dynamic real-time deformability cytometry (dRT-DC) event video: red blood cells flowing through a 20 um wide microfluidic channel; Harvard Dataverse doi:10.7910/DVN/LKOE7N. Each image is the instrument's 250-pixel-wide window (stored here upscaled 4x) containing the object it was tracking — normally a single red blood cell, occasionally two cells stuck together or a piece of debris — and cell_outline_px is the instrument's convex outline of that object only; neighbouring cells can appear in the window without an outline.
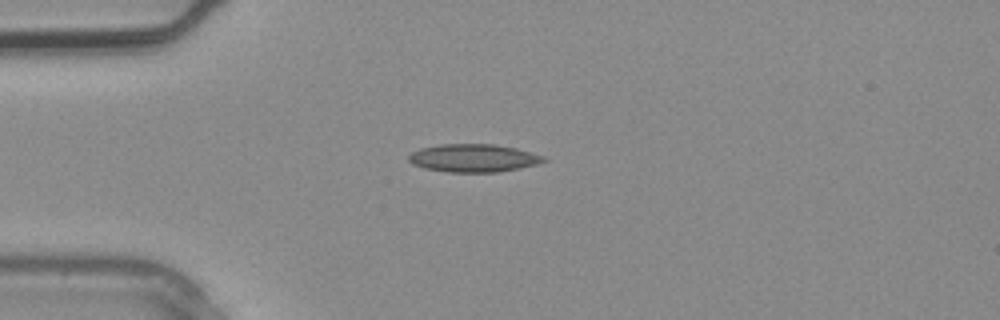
{"species": "common noctule bat (a hibernating species)", "species_latin": "Nyctalus noctula", "temperature_condition": "warm", "stored_images_in_passage": 2, "camera_frame_rate_fps": 3000, "um_per_image_px": 0.085, "animal": {"sex": "male", "body_mass_g": 20.4}, "frame": {"image": 1, "passage_image": 2, "time_ms": 0.333, "image_size_px": [1000, 320], "cell_outline_px": [[548, 160], [536, 164], [520, 168], [496, 172], [448, 172], [424, 168], [412, 164], [408, 160], [408, 156], [412, 152], [420, 148], [440, 144], [492, 144], [516, 148], [544, 156]], "centroid_in_image_um": [40.22, 13.43], "position_along_channel_um": 44.8, "area_um2": 21.96}}